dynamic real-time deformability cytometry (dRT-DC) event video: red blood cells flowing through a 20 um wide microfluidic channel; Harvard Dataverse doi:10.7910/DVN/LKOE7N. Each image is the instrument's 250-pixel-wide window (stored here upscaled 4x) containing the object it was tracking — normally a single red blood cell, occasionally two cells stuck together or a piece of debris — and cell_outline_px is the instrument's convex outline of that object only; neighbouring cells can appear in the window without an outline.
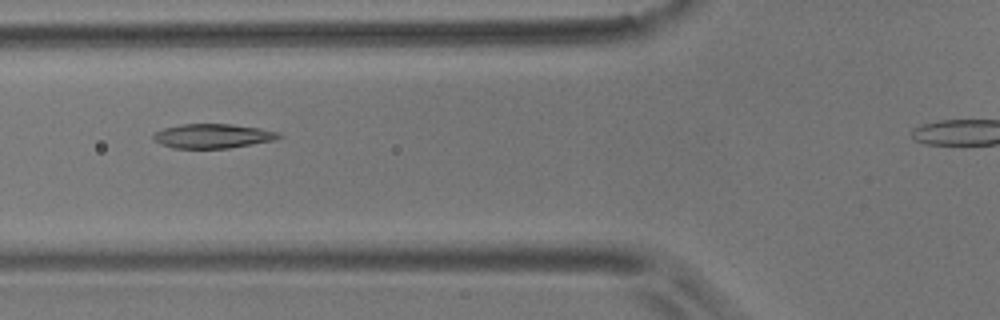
{"species": "common noctule bat (a hibernating species)", "species_latin": "Nyctalus noctula", "temperature_condition": "room temperature", "stored_images_in_passage": 5, "segment_of_instrument_passage": [1, 2], "camera_frame_rate_fps": 3000, "um_per_image_px": 0.085, "animal": {"sex": "male", "body_mass_g": 17.9}, "frame": {"image": 1, "passage_image": 3, "time_ms": 0.667, "image_size_px": [1000, 320], "cell_outline_px": [[284, 136], [276, 140], [228, 148], [172, 148], [160, 144], [152, 140], [152, 136], [156, 132], [164, 128], [180, 124], [232, 124], [260, 128], [280, 132]], "centroid_in_image_um": [18.1, 11.56], "position_along_channel_um": 107.7, "area_um2": 17.98}}
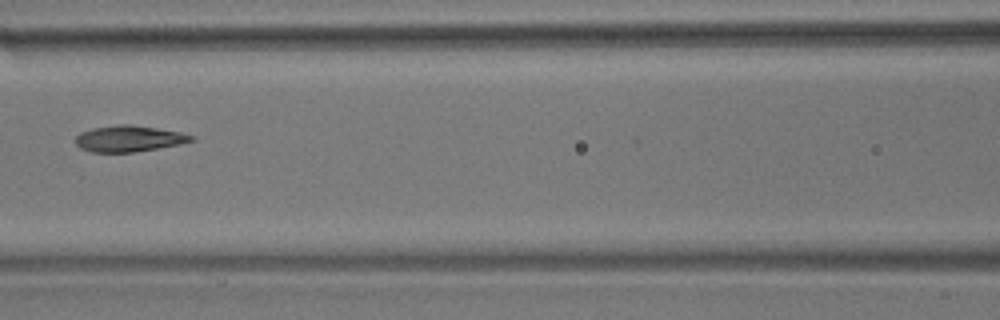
{"frame": {"image": 2, "passage_image": 4, "time_ms": 1.0, "image_size_px": [1000, 320], "cell_outline_px": [[196, 140], [180, 144], [132, 152], [92, 152], [80, 148], [76, 144], [76, 136], [80, 132], [92, 128], [120, 124], [128, 124], [156, 128], [180, 132], [196, 136]], "centroid_in_image_um": [10.97, 11.78], "position_along_channel_um": 155.6, "area_um2": 17.57}}